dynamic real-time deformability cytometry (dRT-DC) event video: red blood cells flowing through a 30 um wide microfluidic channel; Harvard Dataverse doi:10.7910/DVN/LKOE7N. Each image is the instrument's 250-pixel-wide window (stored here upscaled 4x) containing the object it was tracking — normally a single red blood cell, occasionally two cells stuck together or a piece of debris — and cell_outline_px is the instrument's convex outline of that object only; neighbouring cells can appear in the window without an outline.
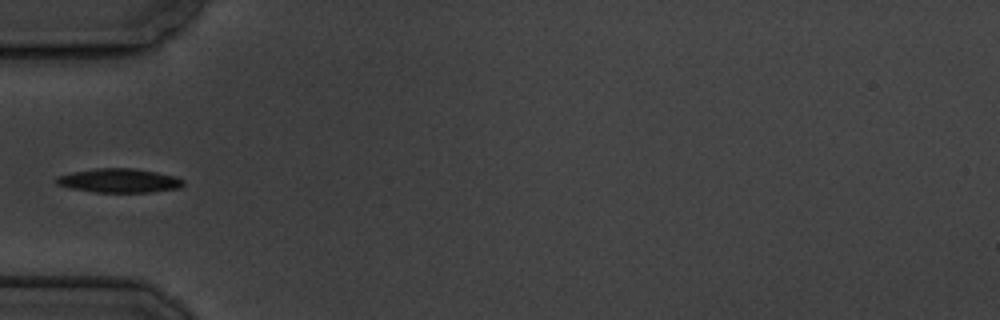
{"species": "common noctule bat (a hibernating species)", "species_latin": "Nyctalus noctula", "temperature_condition": "cold", "stored_images_in_passage": 11, "camera_frame_rate_fps": 3000, "um_per_image_px": 0.085, "animal": {"sex": "male", "body_mass_g": 19.5, "forearm_length_mm": 54.6}, "frame": {"image": 1, "passage_image": 5, "time_ms": 5.667, "image_size_px": [1000, 320], "cell_outline_px": [[184, 184], [180, 188], [148, 192], [92, 192], [72, 188], [56, 184], [56, 176], [72, 172], [96, 168], [136, 168], [176, 176], [184, 180]], "centroid_in_image_um": [10.14, 15.34], "position_along_channel_um": 74.9, "area_um2": 17.8}}
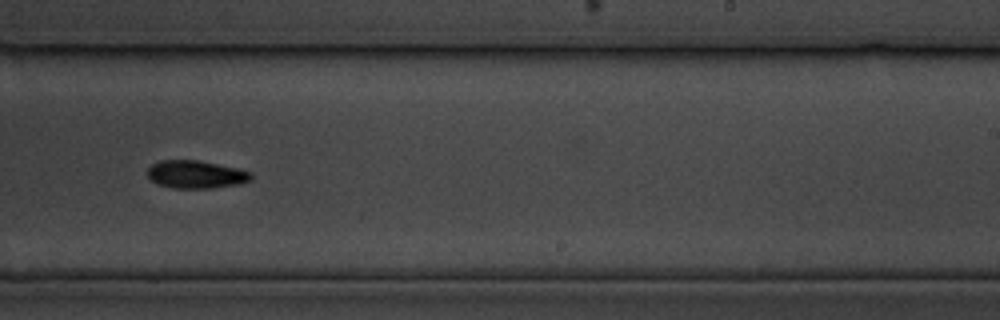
{"frame": {"image": 2, "passage_image": 10, "time_ms": 11.333, "image_size_px": [1000, 320], "cell_outline_px": [[252, 180], [240, 184], [212, 188], [172, 188], [156, 184], [148, 176], [148, 168], [152, 164], [160, 160], [200, 160], [240, 168], [252, 172]], "centroid_in_image_um": [16.69, 14.82], "position_along_channel_um": 272.3, "area_um2": 17.11}}
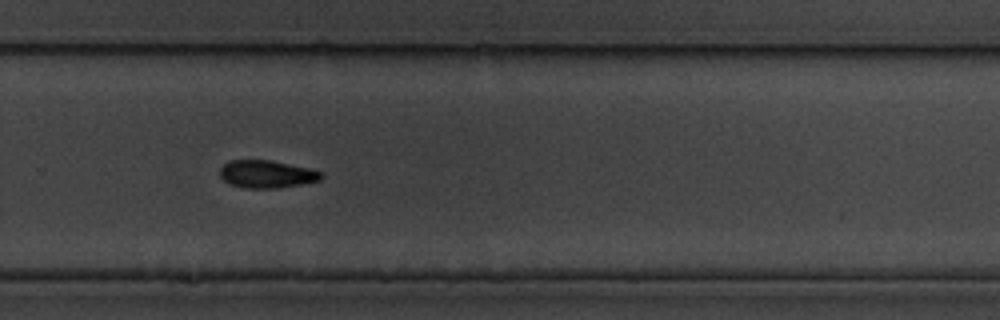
{"frame": {"image": 3, "passage_image": 11, "time_ms": 12.333, "image_size_px": [1000, 320], "cell_outline_px": [[324, 176], [320, 180], [300, 184], [276, 188], [244, 188], [228, 184], [220, 176], [220, 168], [224, 164], [232, 160], [272, 160], [308, 168], [320, 172]], "centroid_in_image_um": [22.64, 14.8], "position_along_channel_um": 307.2, "area_um2": 16.24}}